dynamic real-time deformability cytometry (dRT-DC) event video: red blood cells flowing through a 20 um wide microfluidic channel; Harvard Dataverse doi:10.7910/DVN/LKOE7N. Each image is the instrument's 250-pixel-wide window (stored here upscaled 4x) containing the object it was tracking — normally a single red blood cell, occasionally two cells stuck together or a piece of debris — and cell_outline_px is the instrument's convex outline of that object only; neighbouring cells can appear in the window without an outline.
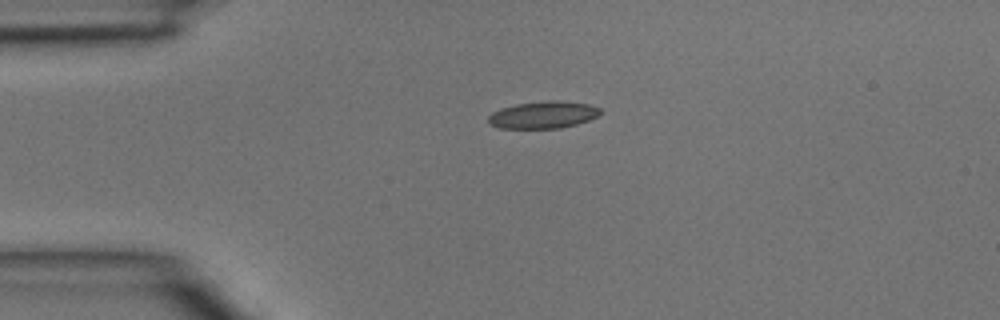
{"species": "common noctule bat (a hibernating species)", "species_latin": "Nyctalus noctula", "temperature_condition": "room temperature", "stored_images_in_passage": 3, "camera_frame_rate_fps": 3000, "um_per_image_px": 0.085, "animal": {"sex": "male", "body_mass_g": 15.6}, "frame": {"image": 1, "passage_image": 1, "time_ms": 0.0, "image_size_px": [1000, 320], "cell_outline_px": [[600, 112], [596, 116], [588, 120], [576, 124], [560, 128], [500, 128], [488, 124], [488, 116], [492, 112], [500, 108], [516, 104], [552, 100], [556, 100], [588, 104], [600, 108]], "centroid_in_image_um": [46.12, 9.76], "position_along_channel_um": 38.9, "area_um2": 17.57}}